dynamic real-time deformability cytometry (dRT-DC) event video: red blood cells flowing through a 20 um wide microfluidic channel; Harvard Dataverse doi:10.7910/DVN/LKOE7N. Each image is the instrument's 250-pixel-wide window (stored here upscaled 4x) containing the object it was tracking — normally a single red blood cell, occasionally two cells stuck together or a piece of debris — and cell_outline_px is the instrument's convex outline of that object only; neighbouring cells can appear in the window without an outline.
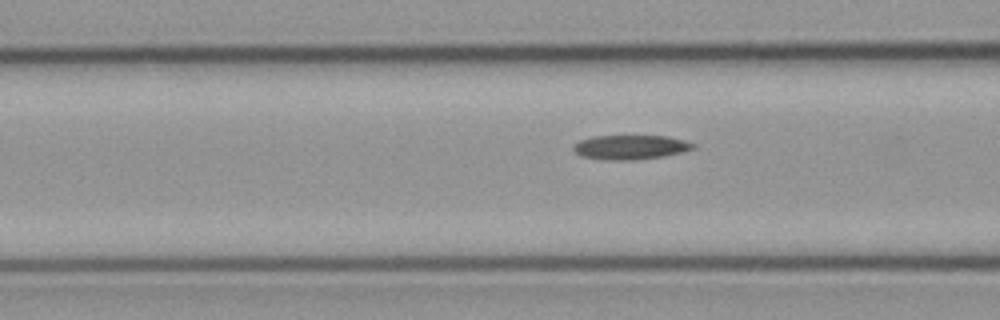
{"species": "common noctule bat (a hibernating species)", "species_latin": "Nyctalus noctula", "temperature_condition": "cold", "stored_images_in_passage": 37, "camera_frame_rate_fps": 3000, "um_per_image_px": 0.085, "animal": {"sex": "male", "body_mass_g": 23.1, "forearm_length_mm": 52.7}, "frame": {"image": 1, "passage_image": 15, "time_ms": 4.667, "image_size_px": [1000, 320], "cell_outline_px": [[696, 148], [664, 156], [628, 160], [612, 160], [584, 156], [576, 152], [572, 148], [572, 144], [580, 140], [592, 136], [668, 136], [684, 140], [696, 144]], "centroid_in_image_um": [53.6, 12.49], "position_along_channel_um": 113.0, "area_um2": 16.82}}
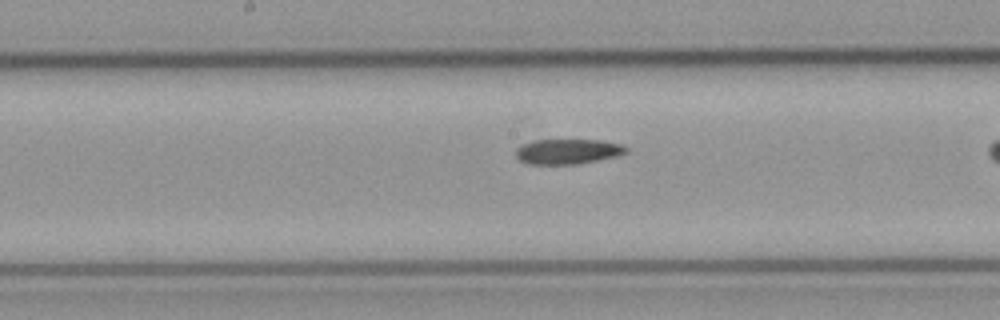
{"frame": {"image": 2, "passage_image": 22, "time_ms": 7.0, "image_size_px": [1000, 320], "cell_outline_px": [[628, 152], [620, 156], [576, 164], [528, 164], [520, 160], [516, 156], [516, 148], [524, 144], [536, 140], [600, 140], [620, 144], [628, 148]], "centroid_in_image_um": [48.29, 12.88], "position_along_channel_um": 199.9, "area_um2": 16.13}}
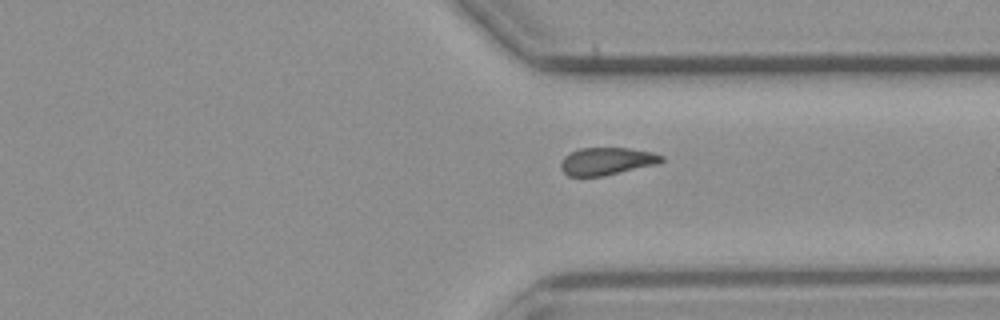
{"frame": {"image": 3, "passage_image": 35, "time_ms": 11.333, "image_size_px": [1000, 320], "cell_outline_px": [[664, 160], [660, 164], [600, 176], [568, 176], [560, 168], [560, 164], [564, 156], [580, 148], [628, 148], [652, 152], [664, 156]], "centroid_in_image_um": [51.6, 13.7], "position_along_channel_um": 359.8, "area_um2": 16.13}}